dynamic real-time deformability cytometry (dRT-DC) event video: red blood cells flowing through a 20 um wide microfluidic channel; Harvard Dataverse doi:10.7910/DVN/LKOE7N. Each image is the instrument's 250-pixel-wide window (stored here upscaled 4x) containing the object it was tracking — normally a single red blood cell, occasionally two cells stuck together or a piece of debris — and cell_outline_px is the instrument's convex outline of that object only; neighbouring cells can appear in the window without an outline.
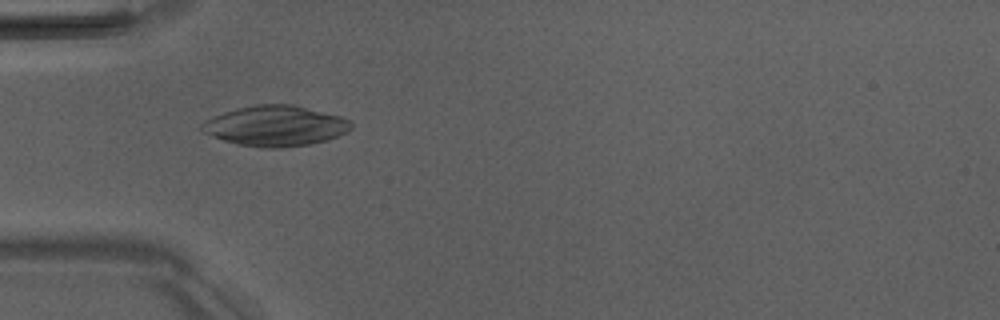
{"species": "Egyptian fruit bat (a non-hibernating species)", "species_latin": "Rousettus aegyptiacus", "temperature_condition": "room temperature", "stored_images_in_passage": 6, "camera_frame_rate_fps": 3000, "um_per_image_px": 0.085, "animal": {"sex": "male"}, "frame": {"image": 1, "passage_image": 5, "time_ms": 4.667, "image_size_px": [1000, 320], "cell_outline_px": [[352, 128], [328, 140], [312, 144], [276, 148], [264, 148], [236, 144], [200, 132], [200, 124], [204, 120], [212, 116], [236, 108], [260, 104], [292, 104], [340, 116], [352, 120]], "centroid_in_image_um": [23.37, 10.7], "position_along_channel_um": 61.6, "area_um2": 35.32}}